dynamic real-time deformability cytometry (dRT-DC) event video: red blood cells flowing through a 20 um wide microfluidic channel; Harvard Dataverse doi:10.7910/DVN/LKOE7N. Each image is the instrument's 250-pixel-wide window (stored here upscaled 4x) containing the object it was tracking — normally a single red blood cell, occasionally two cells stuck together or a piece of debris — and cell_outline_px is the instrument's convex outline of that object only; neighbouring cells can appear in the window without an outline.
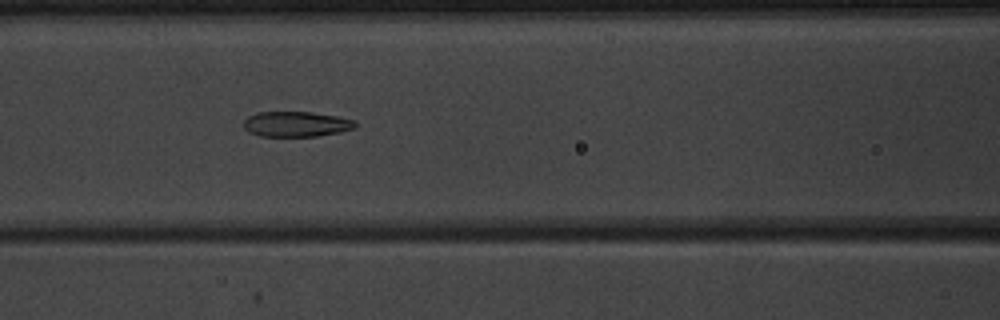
{"species": "common noctule bat (a hibernating species)", "species_latin": "Nyctalus noctula", "temperature_condition": "warm", "stored_images_in_passage": 52, "camera_frame_rate_fps": 3000, "um_per_image_px": 0.085, "animal": {"sex": "male", "body_mass_g": 20.1, "forearm_length_mm": 53.5}, "frame": {"image": 1, "passage_image": 24, "time_ms": 7.667, "image_size_px": [1000, 320], "cell_outline_px": [[356, 128], [340, 132], [320, 136], [260, 136], [248, 132], [244, 128], [244, 120], [248, 116], [256, 112], [312, 112], [336, 116], [356, 120]], "centroid_in_image_um": [25.19, 10.55], "position_along_channel_um": 141.4, "area_um2": 16.59}}
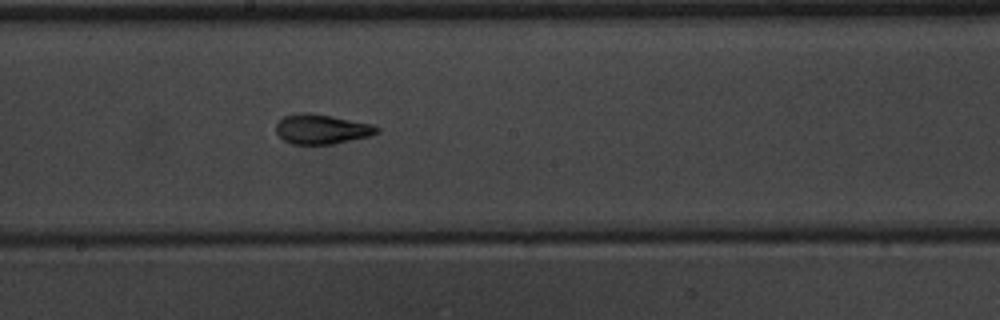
{"frame": {"image": 2, "passage_image": 30, "time_ms": 9.667, "image_size_px": [1000, 320], "cell_outline_px": [[380, 132], [372, 136], [332, 144], [292, 144], [284, 140], [276, 132], [276, 124], [284, 116], [300, 112], [304, 112], [332, 116], [372, 124], [380, 128]], "centroid_in_image_um": [27.37, 10.98], "position_along_channel_um": 220.8, "area_um2": 17.51}}
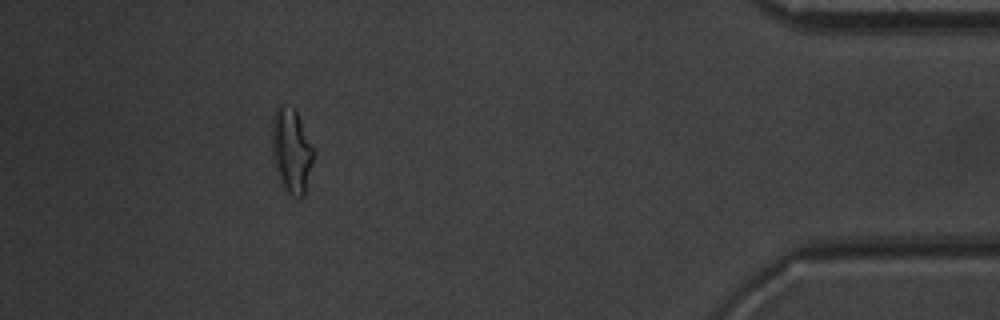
{"frame": {"image": 3, "passage_image": 48, "time_ms": 15.667, "image_size_px": [1000, 320], "cell_outline_px": [[316, 152], [304, 196], [292, 196], [280, 184], [272, 152], [272, 116], [276, 108], [280, 104], [284, 104], [292, 108], [296, 112]], "centroid_in_image_um": [24.78, 12.81], "position_along_channel_um": 410.4, "area_um2": 20.58}, "authors_computed_cell_mechanics": {"area_um2": 18.1203, "velocity_mm_per_s": 3.9781, "shape_relaxation_time_tau1_ms": null, "shape_relaxation_time_tau2_ms": 1.7962, "deformation_change_tau1": null, "deformation_change_tau2": 0.088}}